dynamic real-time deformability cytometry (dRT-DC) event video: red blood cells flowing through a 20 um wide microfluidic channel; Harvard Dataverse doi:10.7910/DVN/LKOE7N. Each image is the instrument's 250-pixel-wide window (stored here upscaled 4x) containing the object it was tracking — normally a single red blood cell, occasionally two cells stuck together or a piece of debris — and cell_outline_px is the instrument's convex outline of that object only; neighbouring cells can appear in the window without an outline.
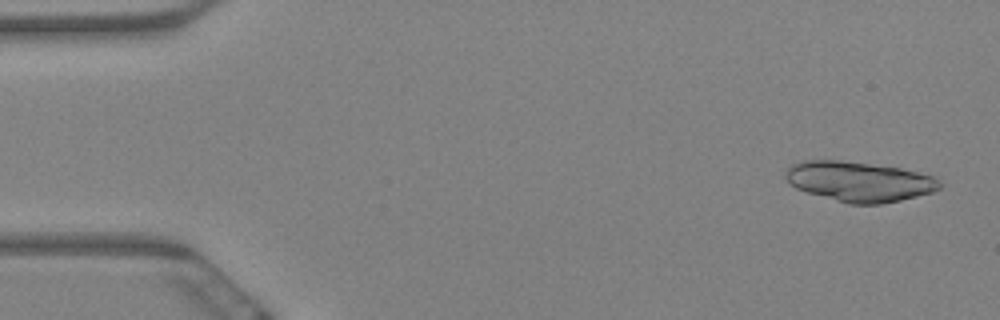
{"species": "Egyptian fruit bat (a non-hibernating species)", "species_latin": "Rousettus aegyptiacus", "temperature_condition": "warm", "stored_images_in_passage": 6, "camera_frame_rate_fps": 3000, "um_per_image_px": 0.085, "animal": {"sex": "female"}, "frame": {"image": 1, "passage_image": 1, "time_ms": 0.0, "image_size_px": [1000, 320], "cell_outline_px": [[944, 184], [940, 188], [932, 192], [900, 200], [880, 204], [848, 204], [808, 192], [796, 188], [784, 176], [788, 168], [792, 164], [804, 160], [840, 160], [900, 168], [936, 176]], "centroid_in_image_um": [73.07, 15.43], "position_along_channel_um": 11.9, "area_um2": 35.84}}